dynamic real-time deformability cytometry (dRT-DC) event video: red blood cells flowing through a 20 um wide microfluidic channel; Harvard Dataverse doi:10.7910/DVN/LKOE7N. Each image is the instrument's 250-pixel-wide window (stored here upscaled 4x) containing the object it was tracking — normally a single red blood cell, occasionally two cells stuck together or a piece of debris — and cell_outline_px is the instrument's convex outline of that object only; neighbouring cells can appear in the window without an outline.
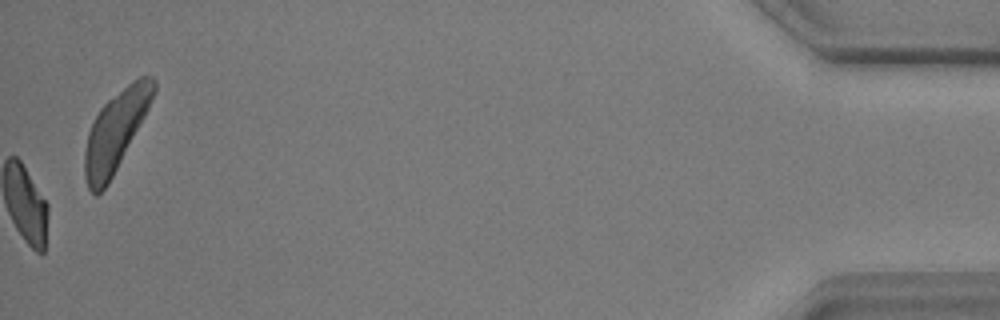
{"species": "common noctule bat (a hibernating species)", "species_latin": "Nyctalus noctula", "temperature_condition": "warm", "stored_images_in_passage": 39, "camera_frame_rate_fps": 3000, "um_per_image_px": 0.085, "animal": {"sex": "male", "body_mass_g": 17.9, "forearm_length_mm": 54.2}, "frame": {"image": 1, "passage_image": 39, "time_ms": 12.667, "image_size_px": [1000, 320], "cell_outline_px": [[156, 92], [144, 116], [108, 184], [96, 196], [88, 188], [84, 176], [84, 152], [88, 132], [100, 108], [108, 100], [132, 80], [140, 76], [152, 76], [156, 80]], "centroid_in_image_um": [9.82, 11.12], "position_along_channel_um": 425.4, "area_um2": 31.39}, "authors_computed_cell_mechanics": {"area_um2": 21.964, "velocity_mm_per_s": 3.6554, "shape_relaxation_time_tau1_ms": 7.1582, "shape_relaxation_time_tau2_ms": 3.0534, "deformation_change_tau1": 0.2033, "deformation_change_tau2": 0.0881}}